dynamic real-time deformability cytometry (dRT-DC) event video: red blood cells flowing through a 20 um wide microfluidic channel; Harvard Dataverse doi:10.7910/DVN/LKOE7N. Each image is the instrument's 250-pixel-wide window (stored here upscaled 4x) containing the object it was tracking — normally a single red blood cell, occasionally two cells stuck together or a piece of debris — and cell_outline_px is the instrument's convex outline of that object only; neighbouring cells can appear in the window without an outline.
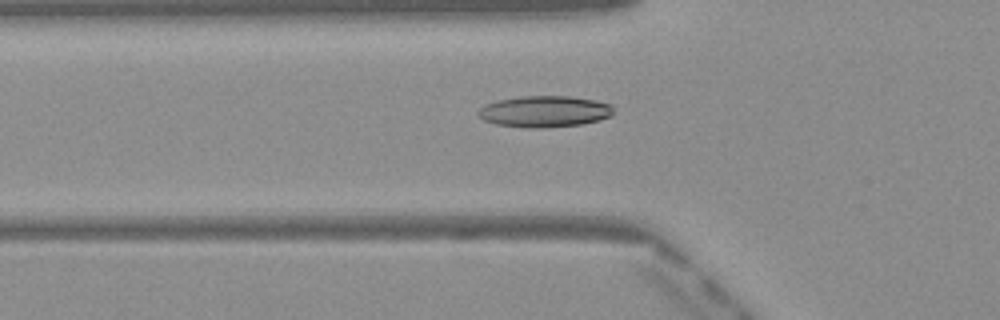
{"species": "Egyptian fruit bat (a non-hibernating species)", "species_latin": "Rousettus aegyptiacus", "temperature_condition": "warm", "stored_images_in_passage": 49, "camera_frame_rate_fps": 3000, "um_per_image_px": 0.085, "frame": {"image": 1, "passage_image": 17, "time_ms": 5.333, "image_size_px": [1000, 320], "cell_outline_px": [[612, 116], [600, 120], [580, 124], [544, 128], [524, 128], [496, 124], [484, 120], [476, 112], [484, 104], [496, 100], [524, 96], [568, 96], [596, 100], [612, 104]], "centroid_in_image_um": [46.28, 9.47], "position_along_channel_um": 79.5, "area_um2": 24.85}}
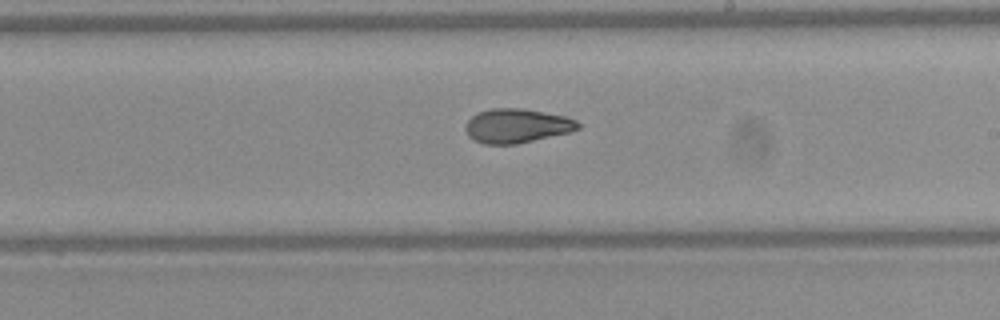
{"frame": {"image": 2, "passage_image": 29, "time_ms": 9.333, "image_size_px": [1000, 320], "cell_outline_px": [[580, 128], [568, 132], [516, 144], [484, 144], [468, 136], [464, 128], [468, 120], [476, 112], [492, 108], [524, 108], [568, 116], [576, 120], [580, 124]], "centroid_in_image_um": [43.92, 10.67], "position_along_channel_um": 245.1, "area_um2": 22.48}}
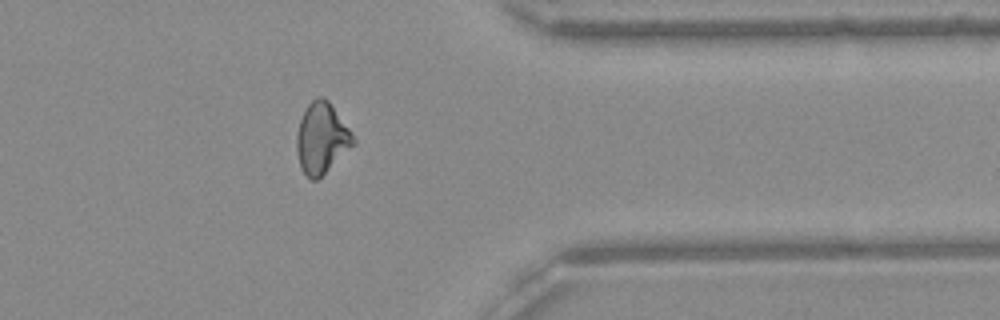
{"frame": {"image": 3, "passage_image": 40, "time_ms": 13.0, "image_size_px": [1000, 320], "cell_outline_px": [[356, 144], [316, 180], [312, 180], [300, 168], [296, 152], [296, 132], [300, 120], [308, 104], [316, 96], [324, 96], [328, 100], [352, 132], [356, 140]], "centroid_in_image_um": [27.34, 11.73], "position_along_channel_um": 384.1, "area_um2": 23.41}, "authors_computed_cell_mechanics": {"area_um2": 23.0622, "velocity_mm_per_s": 4.1052, "shape_relaxation_time_tau1_ms": 9.9389, "shape_relaxation_time_tau2_ms": 2.2167, "deformation_change_tau1": 0.2211, "deformation_change_tau2": 0.0821}}